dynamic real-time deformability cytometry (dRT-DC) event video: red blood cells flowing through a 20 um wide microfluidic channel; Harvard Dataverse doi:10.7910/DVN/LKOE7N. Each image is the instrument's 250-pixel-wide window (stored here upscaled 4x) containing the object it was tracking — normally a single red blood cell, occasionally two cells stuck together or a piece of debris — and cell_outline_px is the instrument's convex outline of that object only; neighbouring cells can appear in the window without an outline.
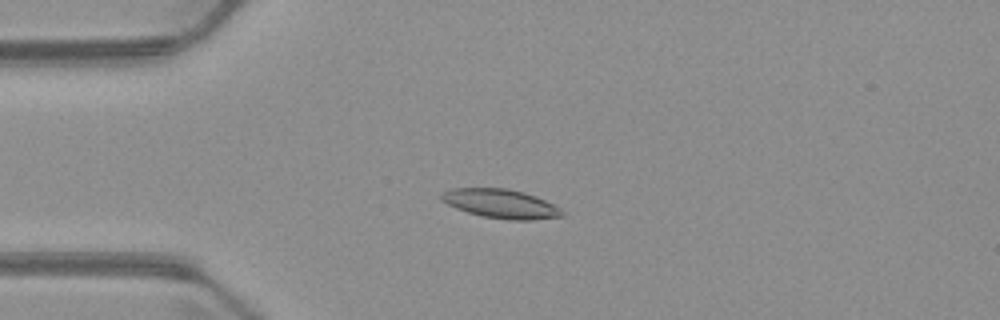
{"species": "common noctule bat (a hibernating species)", "species_latin": "Nyctalus noctula", "temperature_condition": "warm", "stored_images_in_passage": 6, "camera_frame_rate_fps": 3000, "um_per_image_px": 0.085, "animal": {"sex": "male", "body_mass_g": 23.1, "forearm_length_mm": 52.7}, "frame": {"image": 1, "passage_image": 4, "time_ms": 3.667, "image_size_px": [1000, 320], "cell_outline_px": [[564, 216], [532, 220], [508, 220], [480, 216], [456, 208], [440, 200], [440, 196], [444, 192], [452, 188], [508, 188], [524, 192], [536, 196], [560, 208], [564, 212]], "centroid_in_image_um": [42.57, 17.32], "position_along_channel_um": 42.4, "area_um2": 20.46}}
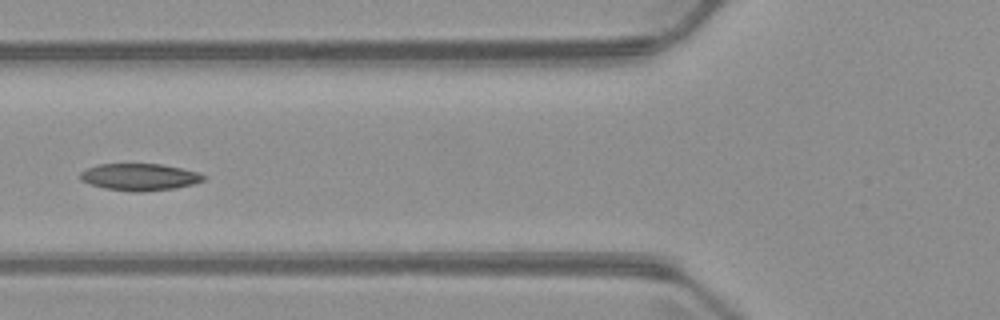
{"frame": {"image": 2, "passage_image": 6, "time_ms": 6.0, "image_size_px": [1000, 320], "cell_outline_px": [[204, 180], [192, 184], [176, 188], [140, 192], [136, 192], [104, 188], [80, 180], [80, 172], [96, 164], [160, 164], [180, 168], [196, 172], [204, 176]], "centroid_in_image_um": [11.83, 15.04], "position_along_channel_um": 114.0, "area_um2": 19.13}}